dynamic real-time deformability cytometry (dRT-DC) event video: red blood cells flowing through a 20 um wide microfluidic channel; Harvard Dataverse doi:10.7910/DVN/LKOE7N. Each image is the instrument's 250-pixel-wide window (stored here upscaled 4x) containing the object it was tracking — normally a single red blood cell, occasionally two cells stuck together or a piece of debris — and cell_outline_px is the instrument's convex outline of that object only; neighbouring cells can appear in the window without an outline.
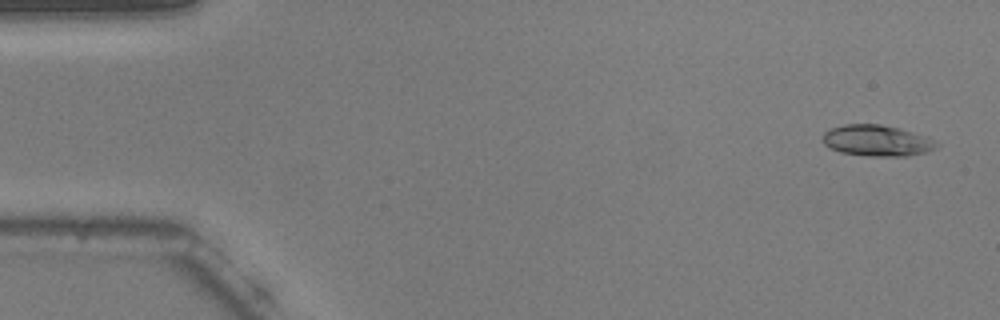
{"species": "common noctule bat (a hibernating species)", "species_latin": "Nyctalus noctula", "temperature_condition": "warm", "stored_images_in_passage": 54, "camera_frame_rate_fps": 3000, "um_per_image_px": 0.085, "animal": {"sex": "male", "body_mass_g": 20.5, "forearm_length_mm": 52.5}, "frame": {"image": 1, "passage_image": 3, "time_ms": 0.667, "image_size_px": [1000, 320], "cell_outline_px": [[940, 144], [936, 148], [924, 152], [908, 156], [868, 156], [840, 152], [824, 144], [824, 132], [832, 128], [844, 124], [880, 124], [928, 136], [936, 140]], "centroid_in_image_um": [74.58, 11.95], "position_along_channel_um": 10.4, "area_um2": 20.52}}
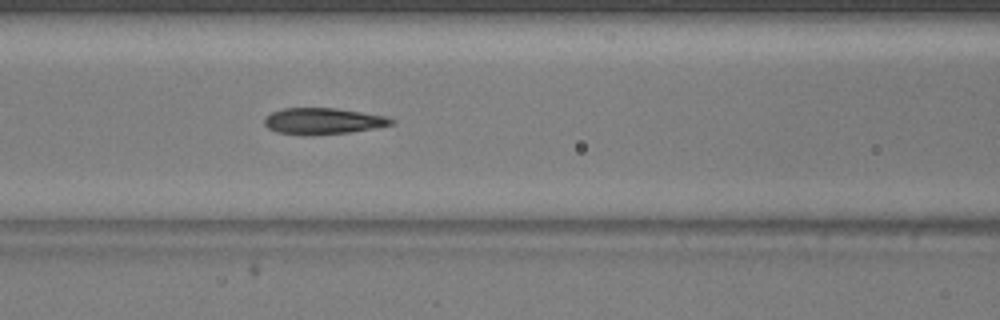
{"frame": {"image": 2, "passage_image": 23, "time_ms": 7.333, "image_size_px": [1000, 320], "cell_outline_px": [[396, 120], [392, 124], [376, 128], [348, 132], [312, 136], [300, 136], [276, 132], [268, 128], [264, 124], [264, 116], [272, 112], [284, 108], [336, 108], [388, 116]], "centroid_in_image_um": [27.43, 10.3], "position_along_channel_um": 139.2, "area_um2": 19.83}}
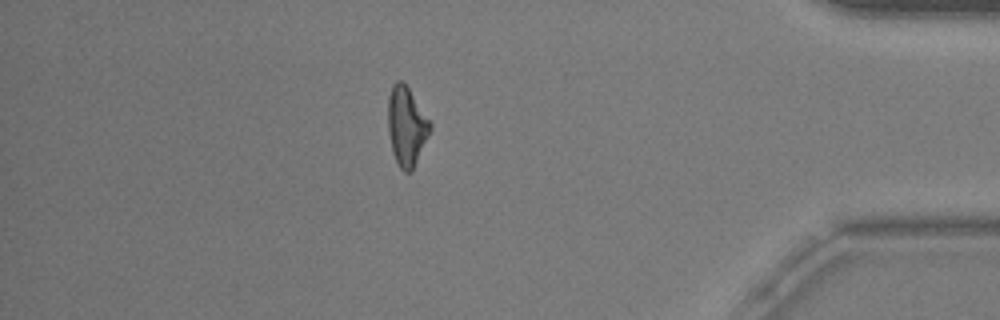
{"frame": {"image": 3, "passage_image": 47, "time_ms": 15.333, "image_size_px": [1000, 320], "cell_outline_px": [[432, 128], [412, 172], [404, 172], [400, 168], [392, 152], [388, 132], [388, 96], [392, 84], [396, 80], [400, 80], [408, 88], [432, 124]], "centroid_in_image_um": [34.54, 10.75], "position_along_channel_um": 400.7, "area_um2": 19.36}, "authors_computed_cell_mechanics": {"area_um2": 19.5075, "velocity_mm_per_s": 3.768, "shape_relaxation_time_tau1_ms": 4.049, "shape_relaxation_time_tau2_ms": 2.4062, "deformation_change_tau1": 0.1671, "deformation_change_tau2": 0.1056}}